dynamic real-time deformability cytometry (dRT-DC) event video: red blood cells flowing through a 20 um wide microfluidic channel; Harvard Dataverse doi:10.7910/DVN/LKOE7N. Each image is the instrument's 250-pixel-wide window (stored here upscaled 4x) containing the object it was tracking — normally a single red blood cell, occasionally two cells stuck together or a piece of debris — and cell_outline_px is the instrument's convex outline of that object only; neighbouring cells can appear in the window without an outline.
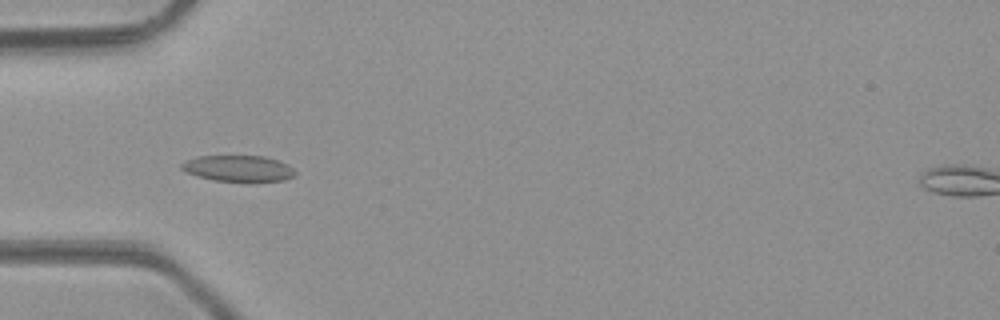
{"species": "common noctule bat (a hibernating species)", "species_latin": "Nyctalus noctula", "temperature_condition": "room temperature", "stored_images_in_passage": 49, "camera_frame_rate_fps": 3000, "um_per_image_px": 0.085, "animal": {"sex": "male", "body_mass_g": 23.1, "forearm_length_mm": 52.7}, "frame": {"image": 1, "passage_image": 16, "time_ms": 5.0, "image_size_px": [1000, 320], "cell_outline_px": [[296, 176], [284, 180], [248, 184], [212, 180], [196, 176], [180, 168], [180, 164], [184, 160], [196, 156], [264, 156], [280, 160], [288, 164], [296, 172]], "centroid_in_image_um": [20.29, 14.35], "position_along_channel_um": 64.7, "area_um2": 18.21}}
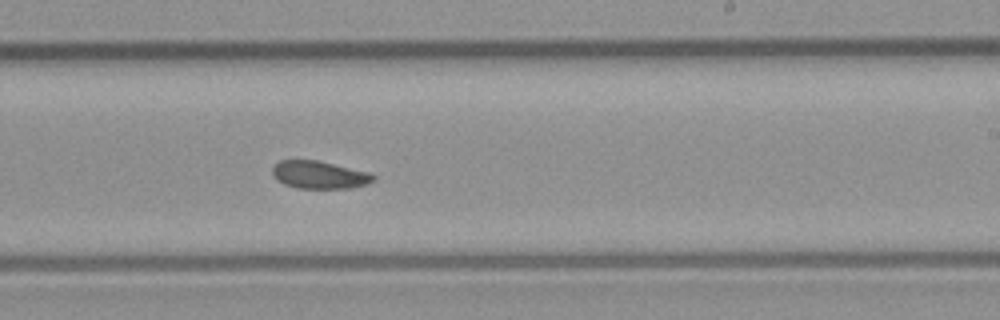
{"frame": {"image": 2, "passage_image": 30, "time_ms": 9.667, "image_size_px": [1000, 320], "cell_outline_px": [[376, 180], [368, 184], [352, 188], [296, 188], [284, 184], [276, 180], [272, 176], [272, 164], [280, 160], [316, 160], [368, 172], [376, 176]], "centroid_in_image_um": [27.11, 14.86], "position_along_channel_um": 261.9, "area_um2": 16.47}}
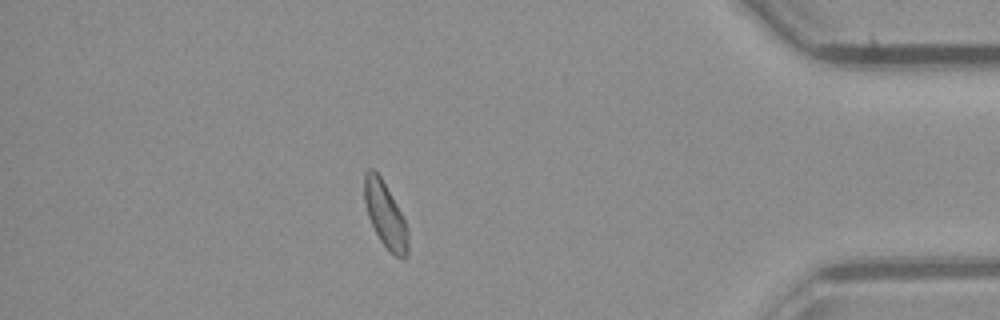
{"frame": {"image": 3, "passage_image": 43, "time_ms": 14.0, "image_size_px": [1000, 320], "cell_outline_px": [[408, 256], [404, 260], [396, 256], [380, 240], [368, 216], [364, 200], [364, 172], [368, 168], [372, 168], [380, 176], [396, 204], [404, 220], [408, 232]], "centroid_in_image_um": [32.74, 18.26], "position_along_channel_um": 402.5, "area_um2": 16.36}, "authors_computed_cell_mechanics": {"area_um2": 17.1666, "velocity_mm_per_s": 4.235, "shape_relaxation_time_tau1_ms": null, "shape_relaxation_time_tau2_ms": 3.3441, "deformation_change_tau1": null, "deformation_change_tau2": 0.0875}}